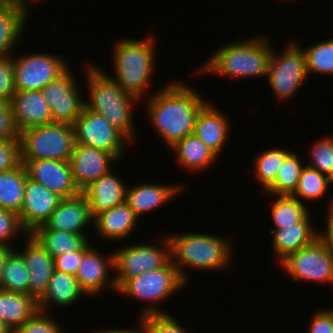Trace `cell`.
<instances>
[{"label": "cell", "mask_w": 333, "mask_h": 333, "mask_svg": "<svg viewBox=\"0 0 333 333\" xmlns=\"http://www.w3.org/2000/svg\"><path fill=\"white\" fill-rule=\"evenodd\" d=\"M158 91L148 98L145 110L148 122L169 149L193 134L197 115L208 101L183 81L174 80Z\"/></svg>", "instance_id": "obj_1"}, {"label": "cell", "mask_w": 333, "mask_h": 333, "mask_svg": "<svg viewBox=\"0 0 333 333\" xmlns=\"http://www.w3.org/2000/svg\"><path fill=\"white\" fill-rule=\"evenodd\" d=\"M215 51L196 72L219 74L233 79L265 78L273 46L270 45L268 37L258 35L229 42Z\"/></svg>", "instance_id": "obj_2"}, {"label": "cell", "mask_w": 333, "mask_h": 333, "mask_svg": "<svg viewBox=\"0 0 333 333\" xmlns=\"http://www.w3.org/2000/svg\"><path fill=\"white\" fill-rule=\"evenodd\" d=\"M168 238L171 261L185 283L189 281L188 273L184 272L186 267L211 271L225 269L232 263V244L227 238L194 232L168 235Z\"/></svg>", "instance_id": "obj_3"}, {"label": "cell", "mask_w": 333, "mask_h": 333, "mask_svg": "<svg viewBox=\"0 0 333 333\" xmlns=\"http://www.w3.org/2000/svg\"><path fill=\"white\" fill-rule=\"evenodd\" d=\"M86 65L89 100H84L85 107L103 115L131 143L134 142L137 131L134 130L132 106L140 101L126 93L101 67L90 63Z\"/></svg>", "instance_id": "obj_4"}, {"label": "cell", "mask_w": 333, "mask_h": 333, "mask_svg": "<svg viewBox=\"0 0 333 333\" xmlns=\"http://www.w3.org/2000/svg\"><path fill=\"white\" fill-rule=\"evenodd\" d=\"M155 36L145 39H119L113 46L115 77L110 76L126 93L141 101L147 93L156 63ZM155 47V48H154Z\"/></svg>", "instance_id": "obj_5"}, {"label": "cell", "mask_w": 333, "mask_h": 333, "mask_svg": "<svg viewBox=\"0 0 333 333\" xmlns=\"http://www.w3.org/2000/svg\"><path fill=\"white\" fill-rule=\"evenodd\" d=\"M186 283L181 279L178 271L170 260L165 266L147 271L138 276L126 279L116 290L117 295L141 300L145 306L139 317L152 314H166L158 306L163 300L184 288Z\"/></svg>", "instance_id": "obj_6"}, {"label": "cell", "mask_w": 333, "mask_h": 333, "mask_svg": "<svg viewBox=\"0 0 333 333\" xmlns=\"http://www.w3.org/2000/svg\"><path fill=\"white\" fill-rule=\"evenodd\" d=\"M75 144L73 125L53 122L20 132V162L27 160L69 161Z\"/></svg>", "instance_id": "obj_7"}, {"label": "cell", "mask_w": 333, "mask_h": 333, "mask_svg": "<svg viewBox=\"0 0 333 333\" xmlns=\"http://www.w3.org/2000/svg\"><path fill=\"white\" fill-rule=\"evenodd\" d=\"M286 45L280 54L272 51L266 76L277 100L282 102L293 99L309 77L305 55L299 43L291 41Z\"/></svg>", "instance_id": "obj_8"}, {"label": "cell", "mask_w": 333, "mask_h": 333, "mask_svg": "<svg viewBox=\"0 0 333 333\" xmlns=\"http://www.w3.org/2000/svg\"><path fill=\"white\" fill-rule=\"evenodd\" d=\"M162 245L134 244L114 251V281L118 288L126 279L165 266L171 260L168 236L161 238Z\"/></svg>", "instance_id": "obj_9"}, {"label": "cell", "mask_w": 333, "mask_h": 333, "mask_svg": "<svg viewBox=\"0 0 333 333\" xmlns=\"http://www.w3.org/2000/svg\"><path fill=\"white\" fill-rule=\"evenodd\" d=\"M279 264L294 282L333 286V258L319 237L312 244L288 255Z\"/></svg>", "instance_id": "obj_10"}, {"label": "cell", "mask_w": 333, "mask_h": 333, "mask_svg": "<svg viewBox=\"0 0 333 333\" xmlns=\"http://www.w3.org/2000/svg\"><path fill=\"white\" fill-rule=\"evenodd\" d=\"M12 59L16 91L41 90L49 82L57 80L70 67L69 63L57 54H13Z\"/></svg>", "instance_id": "obj_11"}, {"label": "cell", "mask_w": 333, "mask_h": 333, "mask_svg": "<svg viewBox=\"0 0 333 333\" xmlns=\"http://www.w3.org/2000/svg\"><path fill=\"white\" fill-rule=\"evenodd\" d=\"M75 144L104 150L112 154L118 161L123 158L125 144L131 141L101 114L85 106L81 115L73 124Z\"/></svg>", "instance_id": "obj_12"}, {"label": "cell", "mask_w": 333, "mask_h": 333, "mask_svg": "<svg viewBox=\"0 0 333 333\" xmlns=\"http://www.w3.org/2000/svg\"><path fill=\"white\" fill-rule=\"evenodd\" d=\"M72 74L71 69H68L57 80L41 89L49 104L53 122L73 125L85 106V99L79 94L78 80Z\"/></svg>", "instance_id": "obj_13"}, {"label": "cell", "mask_w": 333, "mask_h": 333, "mask_svg": "<svg viewBox=\"0 0 333 333\" xmlns=\"http://www.w3.org/2000/svg\"><path fill=\"white\" fill-rule=\"evenodd\" d=\"M23 165L29 179L40 183L62 199L81 192L73 180L69 161L27 160Z\"/></svg>", "instance_id": "obj_14"}, {"label": "cell", "mask_w": 333, "mask_h": 333, "mask_svg": "<svg viewBox=\"0 0 333 333\" xmlns=\"http://www.w3.org/2000/svg\"><path fill=\"white\" fill-rule=\"evenodd\" d=\"M98 251L92 246L83 255L75 275L81 289L90 297H97L100 292H103L102 290L106 289L105 287L110 288L111 291L116 292L117 290L114 275H111L112 278L109 277L110 272H114V253H109L105 257V255Z\"/></svg>", "instance_id": "obj_15"}, {"label": "cell", "mask_w": 333, "mask_h": 333, "mask_svg": "<svg viewBox=\"0 0 333 333\" xmlns=\"http://www.w3.org/2000/svg\"><path fill=\"white\" fill-rule=\"evenodd\" d=\"M61 199L56 193L27 177L24 201L18 214L21 225L28 234L50 219Z\"/></svg>", "instance_id": "obj_16"}, {"label": "cell", "mask_w": 333, "mask_h": 333, "mask_svg": "<svg viewBox=\"0 0 333 333\" xmlns=\"http://www.w3.org/2000/svg\"><path fill=\"white\" fill-rule=\"evenodd\" d=\"M116 162L112 154L81 144H74L69 160L73 180L80 191L112 170Z\"/></svg>", "instance_id": "obj_17"}, {"label": "cell", "mask_w": 333, "mask_h": 333, "mask_svg": "<svg viewBox=\"0 0 333 333\" xmlns=\"http://www.w3.org/2000/svg\"><path fill=\"white\" fill-rule=\"evenodd\" d=\"M93 219L87 199L80 192L75 196L61 199L50 219L36 229H53L72 234H86L87 225L93 223Z\"/></svg>", "instance_id": "obj_18"}, {"label": "cell", "mask_w": 333, "mask_h": 333, "mask_svg": "<svg viewBox=\"0 0 333 333\" xmlns=\"http://www.w3.org/2000/svg\"><path fill=\"white\" fill-rule=\"evenodd\" d=\"M29 270V295L37 301L44 295L55 270L53 257L31 235H26L22 251L17 250Z\"/></svg>", "instance_id": "obj_19"}, {"label": "cell", "mask_w": 333, "mask_h": 333, "mask_svg": "<svg viewBox=\"0 0 333 333\" xmlns=\"http://www.w3.org/2000/svg\"><path fill=\"white\" fill-rule=\"evenodd\" d=\"M10 103L20 132L53 123L49 104L41 90L16 91Z\"/></svg>", "instance_id": "obj_20"}, {"label": "cell", "mask_w": 333, "mask_h": 333, "mask_svg": "<svg viewBox=\"0 0 333 333\" xmlns=\"http://www.w3.org/2000/svg\"><path fill=\"white\" fill-rule=\"evenodd\" d=\"M185 187L181 183L180 185H158L145 182L131 187L127 186L125 202L139 218L140 215L142 216L150 211L153 212L172 198L174 199V197L181 194Z\"/></svg>", "instance_id": "obj_21"}, {"label": "cell", "mask_w": 333, "mask_h": 333, "mask_svg": "<svg viewBox=\"0 0 333 333\" xmlns=\"http://www.w3.org/2000/svg\"><path fill=\"white\" fill-rule=\"evenodd\" d=\"M229 128L228 116L207 102L197 115L193 134L219 157L229 138Z\"/></svg>", "instance_id": "obj_22"}, {"label": "cell", "mask_w": 333, "mask_h": 333, "mask_svg": "<svg viewBox=\"0 0 333 333\" xmlns=\"http://www.w3.org/2000/svg\"><path fill=\"white\" fill-rule=\"evenodd\" d=\"M30 5L13 0L0 5V57L12 56L29 21ZM17 45V46H16Z\"/></svg>", "instance_id": "obj_23"}, {"label": "cell", "mask_w": 333, "mask_h": 333, "mask_svg": "<svg viewBox=\"0 0 333 333\" xmlns=\"http://www.w3.org/2000/svg\"><path fill=\"white\" fill-rule=\"evenodd\" d=\"M112 172L110 170L81 191L87 199L93 217L125 202L127 186L118 178L117 174L115 175V172Z\"/></svg>", "instance_id": "obj_24"}, {"label": "cell", "mask_w": 333, "mask_h": 333, "mask_svg": "<svg viewBox=\"0 0 333 333\" xmlns=\"http://www.w3.org/2000/svg\"><path fill=\"white\" fill-rule=\"evenodd\" d=\"M310 213L299 223L284 229L271 230V245L274 256L279 264L288 255L312 244L318 237L319 231L312 227Z\"/></svg>", "instance_id": "obj_25"}, {"label": "cell", "mask_w": 333, "mask_h": 333, "mask_svg": "<svg viewBox=\"0 0 333 333\" xmlns=\"http://www.w3.org/2000/svg\"><path fill=\"white\" fill-rule=\"evenodd\" d=\"M138 218L124 202L94 216L93 225L99 236L107 240L122 241L135 231Z\"/></svg>", "instance_id": "obj_26"}, {"label": "cell", "mask_w": 333, "mask_h": 333, "mask_svg": "<svg viewBox=\"0 0 333 333\" xmlns=\"http://www.w3.org/2000/svg\"><path fill=\"white\" fill-rule=\"evenodd\" d=\"M83 296L87 295L79 286L75 276L54 270L46 292L38 300V309L47 312L51 305L60 308L69 307Z\"/></svg>", "instance_id": "obj_27"}, {"label": "cell", "mask_w": 333, "mask_h": 333, "mask_svg": "<svg viewBox=\"0 0 333 333\" xmlns=\"http://www.w3.org/2000/svg\"><path fill=\"white\" fill-rule=\"evenodd\" d=\"M38 310V301L33 296L0 288V320L12 331L22 326Z\"/></svg>", "instance_id": "obj_28"}, {"label": "cell", "mask_w": 333, "mask_h": 333, "mask_svg": "<svg viewBox=\"0 0 333 333\" xmlns=\"http://www.w3.org/2000/svg\"><path fill=\"white\" fill-rule=\"evenodd\" d=\"M176 154L177 163L189 172L199 173L210 168L219 157L194 134L186 136L170 148ZM198 171V172H197Z\"/></svg>", "instance_id": "obj_29"}, {"label": "cell", "mask_w": 333, "mask_h": 333, "mask_svg": "<svg viewBox=\"0 0 333 333\" xmlns=\"http://www.w3.org/2000/svg\"><path fill=\"white\" fill-rule=\"evenodd\" d=\"M27 172L20 162L0 173V208L19 213L24 201Z\"/></svg>", "instance_id": "obj_30"}, {"label": "cell", "mask_w": 333, "mask_h": 333, "mask_svg": "<svg viewBox=\"0 0 333 333\" xmlns=\"http://www.w3.org/2000/svg\"><path fill=\"white\" fill-rule=\"evenodd\" d=\"M31 235L53 258L77 251L89 240L86 234H72L53 229H35Z\"/></svg>", "instance_id": "obj_31"}, {"label": "cell", "mask_w": 333, "mask_h": 333, "mask_svg": "<svg viewBox=\"0 0 333 333\" xmlns=\"http://www.w3.org/2000/svg\"><path fill=\"white\" fill-rule=\"evenodd\" d=\"M276 197L270 212L275 225L272 230L284 229L299 223L310 213L308 206L292 195H276Z\"/></svg>", "instance_id": "obj_32"}, {"label": "cell", "mask_w": 333, "mask_h": 333, "mask_svg": "<svg viewBox=\"0 0 333 333\" xmlns=\"http://www.w3.org/2000/svg\"><path fill=\"white\" fill-rule=\"evenodd\" d=\"M0 288L8 292L29 295V270L21 254L14 249L8 254L4 264Z\"/></svg>", "instance_id": "obj_33"}, {"label": "cell", "mask_w": 333, "mask_h": 333, "mask_svg": "<svg viewBox=\"0 0 333 333\" xmlns=\"http://www.w3.org/2000/svg\"><path fill=\"white\" fill-rule=\"evenodd\" d=\"M289 149L273 148L257 154L254 171L257 182L266 191L275 181L284 159L291 153Z\"/></svg>", "instance_id": "obj_34"}, {"label": "cell", "mask_w": 333, "mask_h": 333, "mask_svg": "<svg viewBox=\"0 0 333 333\" xmlns=\"http://www.w3.org/2000/svg\"><path fill=\"white\" fill-rule=\"evenodd\" d=\"M304 165L302 160L293 151L284 159L278 170L274 183L266 190L267 193L276 195H292L297 188Z\"/></svg>", "instance_id": "obj_35"}, {"label": "cell", "mask_w": 333, "mask_h": 333, "mask_svg": "<svg viewBox=\"0 0 333 333\" xmlns=\"http://www.w3.org/2000/svg\"><path fill=\"white\" fill-rule=\"evenodd\" d=\"M296 190L293 197L300 202L306 200L319 199L327 193L328 186L333 181L318 170L304 164ZM303 200V201H302Z\"/></svg>", "instance_id": "obj_36"}, {"label": "cell", "mask_w": 333, "mask_h": 333, "mask_svg": "<svg viewBox=\"0 0 333 333\" xmlns=\"http://www.w3.org/2000/svg\"><path fill=\"white\" fill-rule=\"evenodd\" d=\"M308 76L311 73L333 75V38L302 47Z\"/></svg>", "instance_id": "obj_37"}, {"label": "cell", "mask_w": 333, "mask_h": 333, "mask_svg": "<svg viewBox=\"0 0 333 333\" xmlns=\"http://www.w3.org/2000/svg\"><path fill=\"white\" fill-rule=\"evenodd\" d=\"M328 136H321L312 144L309 150L311 161L307 165L333 181V137Z\"/></svg>", "instance_id": "obj_38"}, {"label": "cell", "mask_w": 333, "mask_h": 333, "mask_svg": "<svg viewBox=\"0 0 333 333\" xmlns=\"http://www.w3.org/2000/svg\"><path fill=\"white\" fill-rule=\"evenodd\" d=\"M139 319V320H138ZM140 333H188L179 320L168 314H152L137 318Z\"/></svg>", "instance_id": "obj_39"}, {"label": "cell", "mask_w": 333, "mask_h": 333, "mask_svg": "<svg viewBox=\"0 0 333 333\" xmlns=\"http://www.w3.org/2000/svg\"><path fill=\"white\" fill-rule=\"evenodd\" d=\"M48 312L37 311L22 326L16 328L13 333H65L60 322L50 316ZM63 331V332H62Z\"/></svg>", "instance_id": "obj_40"}, {"label": "cell", "mask_w": 333, "mask_h": 333, "mask_svg": "<svg viewBox=\"0 0 333 333\" xmlns=\"http://www.w3.org/2000/svg\"><path fill=\"white\" fill-rule=\"evenodd\" d=\"M21 233V234H20ZM28 235L22 227L19 214L17 212L0 208V244L13 247L11 239L18 235Z\"/></svg>", "instance_id": "obj_41"}, {"label": "cell", "mask_w": 333, "mask_h": 333, "mask_svg": "<svg viewBox=\"0 0 333 333\" xmlns=\"http://www.w3.org/2000/svg\"><path fill=\"white\" fill-rule=\"evenodd\" d=\"M88 240L79 250L64 253L53 258L55 270L75 276L83 255L92 247Z\"/></svg>", "instance_id": "obj_42"}, {"label": "cell", "mask_w": 333, "mask_h": 333, "mask_svg": "<svg viewBox=\"0 0 333 333\" xmlns=\"http://www.w3.org/2000/svg\"><path fill=\"white\" fill-rule=\"evenodd\" d=\"M16 93L12 56L0 57V99L11 101Z\"/></svg>", "instance_id": "obj_43"}, {"label": "cell", "mask_w": 333, "mask_h": 333, "mask_svg": "<svg viewBox=\"0 0 333 333\" xmlns=\"http://www.w3.org/2000/svg\"><path fill=\"white\" fill-rule=\"evenodd\" d=\"M19 137L11 103L0 99V140H19Z\"/></svg>", "instance_id": "obj_44"}, {"label": "cell", "mask_w": 333, "mask_h": 333, "mask_svg": "<svg viewBox=\"0 0 333 333\" xmlns=\"http://www.w3.org/2000/svg\"><path fill=\"white\" fill-rule=\"evenodd\" d=\"M20 163L19 140H0V173Z\"/></svg>", "instance_id": "obj_45"}, {"label": "cell", "mask_w": 333, "mask_h": 333, "mask_svg": "<svg viewBox=\"0 0 333 333\" xmlns=\"http://www.w3.org/2000/svg\"><path fill=\"white\" fill-rule=\"evenodd\" d=\"M322 309L314 313L310 321L309 333H333V308Z\"/></svg>", "instance_id": "obj_46"}, {"label": "cell", "mask_w": 333, "mask_h": 333, "mask_svg": "<svg viewBox=\"0 0 333 333\" xmlns=\"http://www.w3.org/2000/svg\"><path fill=\"white\" fill-rule=\"evenodd\" d=\"M331 204L328 206V213L326 212V230L325 232L319 231V238L326 244L328 251L333 258V199Z\"/></svg>", "instance_id": "obj_47"}, {"label": "cell", "mask_w": 333, "mask_h": 333, "mask_svg": "<svg viewBox=\"0 0 333 333\" xmlns=\"http://www.w3.org/2000/svg\"><path fill=\"white\" fill-rule=\"evenodd\" d=\"M13 249L14 248H12V247L0 244V280H1V275H2L3 268H4V264L7 260V256Z\"/></svg>", "instance_id": "obj_48"}, {"label": "cell", "mask_w": 333, "mask_h": 333, "mask_svg": "<svg viewBox=\"0 0 333 333\" xmlns=\"http://www.w3.org/2000/svg\"><path fill=\"white\" fill-rule=\"evenodd\" d=\"M136 328H137V330H136ZM136 328H127V329H125V328H120V329H100V330H95V332H93L92 331V333H140L139 332V329H138V326H136Z\"/></svg>", "instance_id": "obj_49"}, {"label": "cell", "mask_w": 333, "mask_h": 333, "mask_svg": "<svg viewBox=\"0 0 333 333\" xmlns=\"http://www.w3.org/2000/svg\"><path fill=\"white\" fill-rule=\"evenodd\" d=\"M0 333H13V331L0 320Z\"/></svg>", "instance_id": "obj_50"}, {"label": "cell", "mask_w": 333, "mask_h": 333, "mask_svg": "<svg viewBox=\"0 0 333 333\" xmlns=\"http://www.w3.org/2000/svg\"><path fill=\"white\" fill-rule=\"evenodd\" d=\"M20 1H22V2H24V3H26V4H28V5H32V3H34V2H38V1H40V0H20ZM31 3V4H30Z\"/></svg>", "instance_id": "obj_51"}, {"label": "cell", "mask_w": 333, "mask_h": 333, "mask_svg": "<svg viewBox=\"0 0 333 333\" xmlns=\"http://www.w3.org/2000/svg\"><path fill=\"white\" fill-rule=\"evenodd\" d=\"M11 1H13V0H0V5L6 4V3L11 2Z\"/></svg>", "instance_id": "obj_52"}]
</instances>
